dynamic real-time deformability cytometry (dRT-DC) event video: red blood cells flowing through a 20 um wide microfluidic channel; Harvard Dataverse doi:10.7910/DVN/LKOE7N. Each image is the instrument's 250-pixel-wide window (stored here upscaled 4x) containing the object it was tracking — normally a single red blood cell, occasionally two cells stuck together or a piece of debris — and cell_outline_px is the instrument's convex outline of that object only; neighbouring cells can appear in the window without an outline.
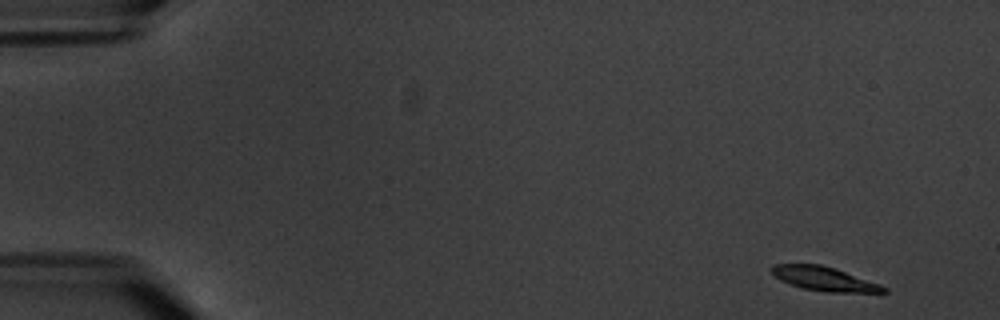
{"species": "common noctule bat (a hibernating species)", "species_latin": "Nyctalus noctula", "temperature_condition": "warm", "stored_images_in_passage": 5, "camera_frame_rate_fps": 3000, "um_per_image_px": 0.085, "animal": {"sex": "male", "body_mass_g": 20.1, "forearm_length_mm": 53.5}, "frame": {"image": 1, "passage_image": 1, "time_ms": 0.0, "image_size_px": [1000, 320], "cell_outline_px": [[888, 292], [828, 292], [804, 288], [780, 280], [768, 268], [772, 264], [820, 264], [836, 268], [880, 284], [888, 288]], "centroid_in_image_um": [70.06, 23.68], "position_along_channel_um": 14.9, "area_um2": 15.61}}
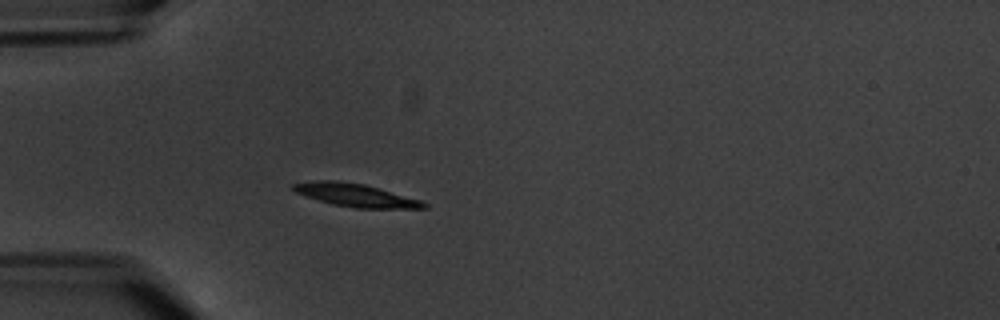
{"frame": {"image": 2, "passage_image": 5, "time_ms": 4.667, "image_size_px": [1000, 320], "cell_outline_px": [[428, 208], [356, 208], [332, 204], [296, 192], [292, 188], [292, 184], [316, 180], [336, 180], [364, 184], [420, 200], [428, 204]], "centroid_in_image_um": [30.23, 16.58], "position_along_channel_um": 54.8, "area_um2": 17.17}}